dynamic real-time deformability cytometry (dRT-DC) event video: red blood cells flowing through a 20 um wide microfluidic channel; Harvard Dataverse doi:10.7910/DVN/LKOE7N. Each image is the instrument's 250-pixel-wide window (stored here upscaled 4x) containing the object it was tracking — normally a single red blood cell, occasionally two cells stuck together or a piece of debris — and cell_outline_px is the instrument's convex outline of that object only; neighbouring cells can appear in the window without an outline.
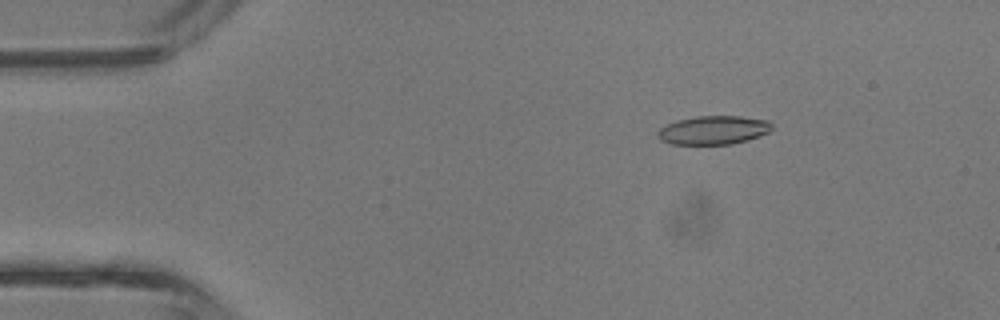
{"species": "common noctule bat (a hibernating species)", "species_latin": "Nyctalus noctula", "temperature_condition": "room temperature", "stored_images_in_passage": 3, "camera_frame_rate_fps": 3000, "um_per_image_px": 0.085, "animal": {"sex": "male", "body_mass_g": 13.3}, "frame": {"image": 1, "passage_image": 1, "time_ms": 0.0, "image_size_px": [1000, 320], "cell_outline_px": [[772, 128], [768, 132], [760, 136], [748, 140], [732, 144], [672, 144], [660, 140], [656, 136], [656, 132], [660, 128], [676, 120], [696, 116], [740, 116], [768, 120], [772, 124]], "centroid_in_image_um": [60.63, 11.06], "position_along_channel_um": 24.4, "area_um2": 19.19}}
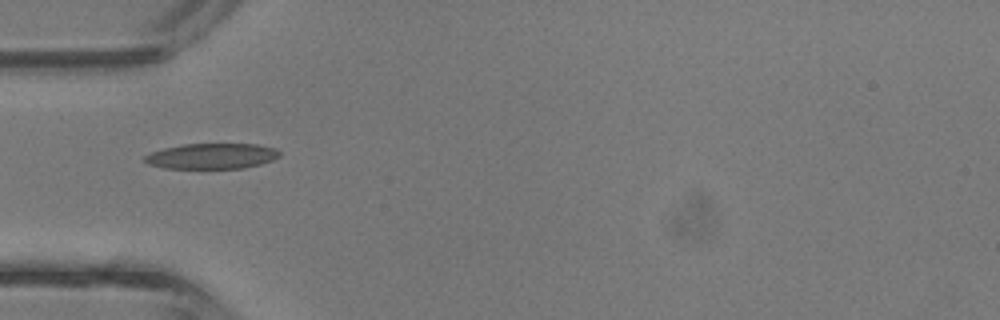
{"frame": {"image": 2, "passage_image": 3, "time_ms": 0.667, "image_size_px": [1000, 320], "cell_outline_px": [[280, 156], [272, 160], [260, 164], [244, 168], [164, 168], [148, 164], [144, 160], [144, 156], [152, 152], [164, 148], [184, 144], [256, 144], [276, 148], [280, 152]], "centroid_in_image_um": [18.02, 13.27], "position_along_channel_um": 67.0, "area_um2": 20.0}}